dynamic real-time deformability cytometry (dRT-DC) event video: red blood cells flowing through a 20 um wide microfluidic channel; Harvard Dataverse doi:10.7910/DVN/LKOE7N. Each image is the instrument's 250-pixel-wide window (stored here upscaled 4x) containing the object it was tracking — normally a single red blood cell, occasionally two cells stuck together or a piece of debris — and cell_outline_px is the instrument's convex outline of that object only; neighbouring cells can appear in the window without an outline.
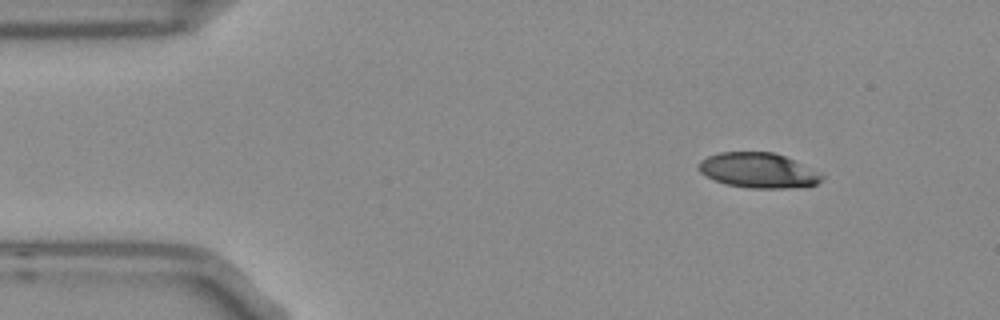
{"species": "Egyptian fruit bat (a non-hibernating species)", "species_latin": "Rousettus aegyptiacus", "temperature_condition": "room temperature", "stored_images_in_passage": 48, "camera_frame_rate_fps": 3000, "um_per_image_px": 0.085, "frame": {"image": 1, "passage_image": 1, "time_ms": 0.0, "image_size_px": [1000, 320], "cell_outline_px": [[824, 176], [816, 184], [788, 188], [748, 188], [724, 184], [704, 176], [696, 168], [700, 160], [708, 156], [720, 152], [772, 152], [784, 156]], "centroid_in_image_um": [64.34, 14.49], "position_along_channel_um": 20.7, "area_um2": 24.91}}
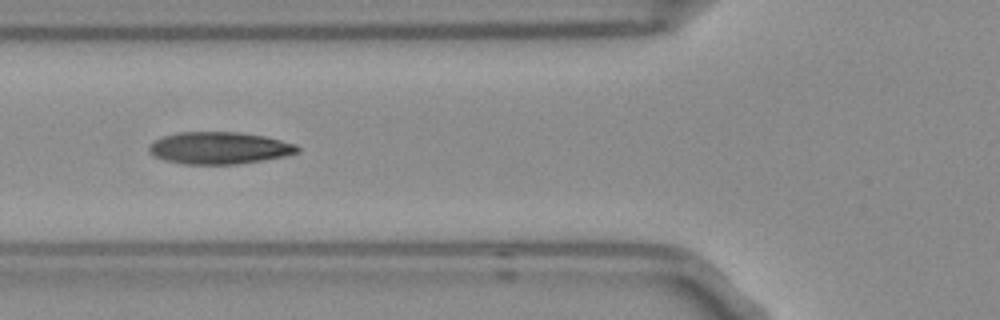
{"frame": {"image": 2, "passage_image": 14, "time_ms": 4.333, "image_size_px": [1000, 320], "cell_outline_px": [[300, 152], [288, 156], [264, 160], [236, 164], [184, 164], [164, 160], [152, 156], [148, 152], [148, 148], [156, 140], [164, 136], [176, 132], [240, 132], [264, 136], [296, 144], [300, 148]], "centroid_in_image_um": [18.66, 12.58], "position_along_channel_um": 107.1, "area_um2": 27.92}}
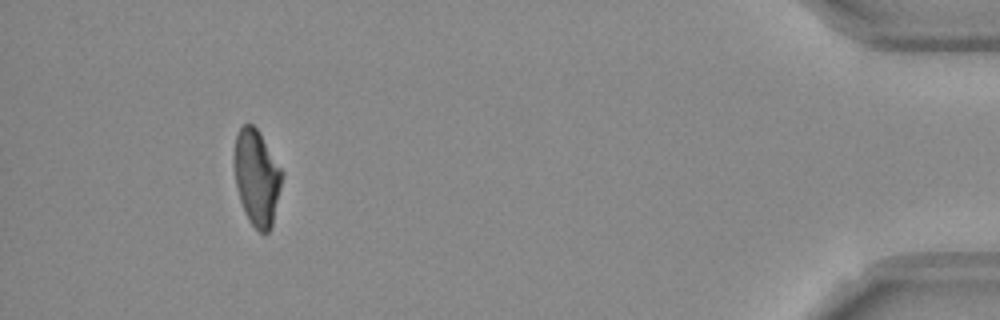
{"frame": {"image": 3, "passage_image": 44, "time_ms": 14.333, "image_size_px": [1000, 320], "cell_outline_px": [[284, 172], [272, 224], [268, 232], [260, 232], [248, 220], [244, 212], [236, 188], [232, 164], [236, 136], [240, 128], [244, 124], [252, 124], [260, 132]], "centroid_in_image_um": [21.8, 15.05], "position_along_channel_um": 413.4, "area_um2": 26.93}, "authors_computed_cell_mechanics": {"area_um2": 27.5128, "velocity_mm_per_s": 3.7518, "shape_relaxation_time_tau1_ms": 10.8153, "shape_relaxation_time_tau2_ms": 1.8759, "deformation_change_tau1": 0.2529, "deformation_change_tau2": 0.0798}}